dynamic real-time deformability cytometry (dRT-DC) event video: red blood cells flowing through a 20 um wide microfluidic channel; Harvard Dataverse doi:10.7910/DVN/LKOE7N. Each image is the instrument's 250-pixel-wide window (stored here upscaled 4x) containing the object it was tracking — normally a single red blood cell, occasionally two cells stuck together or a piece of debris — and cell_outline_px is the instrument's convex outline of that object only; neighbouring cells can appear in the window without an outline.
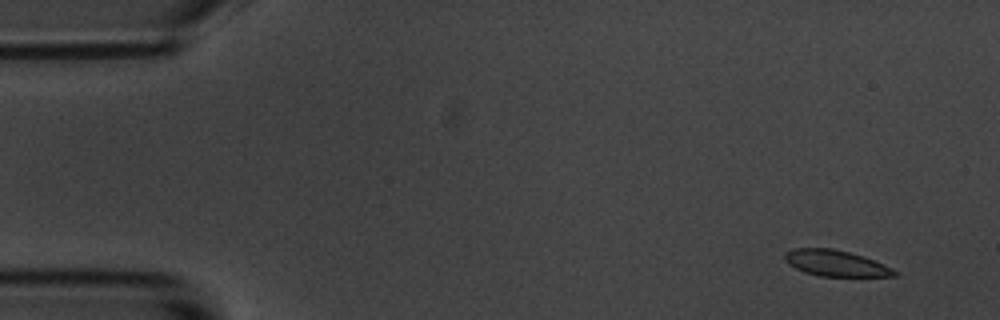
{"species": "common noctule bat (a hibernating species)", "species_latin": "Nyctalus noctula", "temperature_condition": "room temperature", "stored_images_in_passage": 7, "camera_frame_rate_fps": 3000, "um_per_image_px": 0.085, "animal": {"sex": "male", "body_mass_g": 20.1, "forearm_length_mm": 53.5}, "frame": {"image": 1, "passage_image": 1, "time_ms": 0.0, "image_size_px": [1000, 320], "cell_outline_px": [[900, 276], [820, 276], [804, 272], [788, 264], [784, 260], [784, 252], [792, 248], [832, 248], [864, 256], [892, 268], [900, 272]], "centroid_in_image_um": [71.03, 22.37], "position_along_channel_um": 14.0, "area_um2": 16.76}}
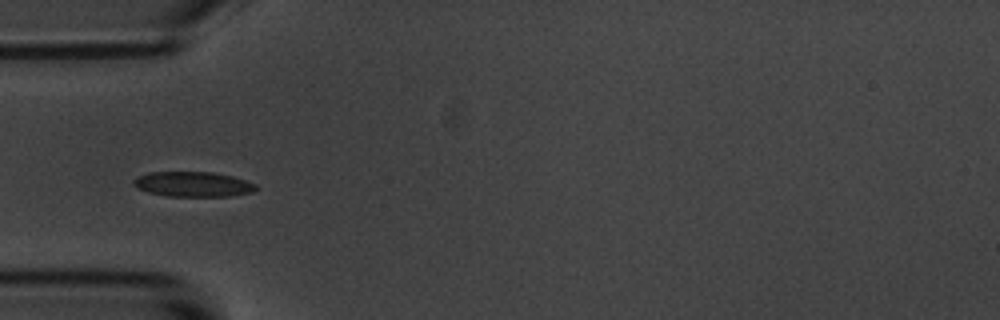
{"frame": {"image": 2, "passage_image": 5, "time_ms": 4.667, "image_size_px": [1000, 320], "cell_outline_px": [[256, 188], [252, 192], [232, 196], [164, 196], [148, 192], [136, 188], [132, 184], [132, 180], [136, 176], [148, 172], [212, 172], [232, 176], [256, 184]], "centroid_in_image_um": [16.34, 15.66], "position_along_channel_um": 68.7, "area_um2": 17.98}}
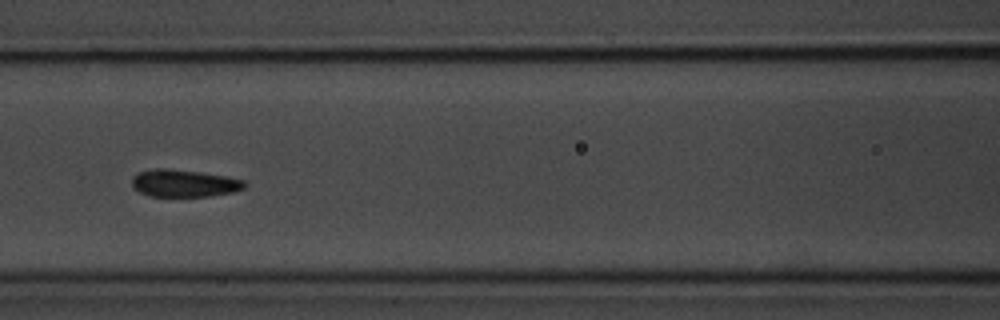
{"frame": {"image": 3, "passage_image": 7, "time_ms": 7.0, "image_size_px": [1000, 320], "cell_outline_px": [[248, 184], [244, 188], [232, 192], [212, 196], [148, 196], [132, 188], [132, 176], [140, 172], [156, 168], [164, 168], [200, 172], [224, 176], [244, 180]], "centroid_in_image_um": [15.63, 15.58], "position_along_channel_um": 151.0, "area_um2": 17.92}}